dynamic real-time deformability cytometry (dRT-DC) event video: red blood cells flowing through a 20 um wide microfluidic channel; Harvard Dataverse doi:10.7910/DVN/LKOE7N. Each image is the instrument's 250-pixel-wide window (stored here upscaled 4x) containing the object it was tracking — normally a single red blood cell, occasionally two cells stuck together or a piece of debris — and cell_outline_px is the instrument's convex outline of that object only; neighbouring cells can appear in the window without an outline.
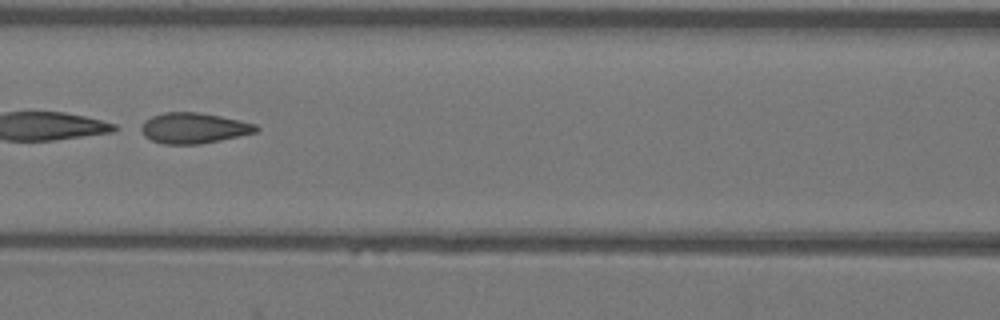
{"species": "Egyptian fruit bat (a non-hibernating species)", "species_latin": "Rousettus aegyptiacus", "temperature_condition": "warm", "stored_images_in_passage": 16, "camera_frame_rate_fps": 3000, "um_per_image_px": 0.085, "animal": {"sex": "female"}, "frame": {"image": 1, "passage_image": 11, "time_ms": 3.333, "image_size_px": [1000, 320], "cell_outline_px": [[260, 128], [256, 132], [220, 140], [200, 144], [164, 144], [152, 140], [144, 136], [136, 128], [144, 120], [152, 116], [164, 112], [200, 112], [240, 120], [256, 124]], "centroid_in_image_um": [16.41, 10.88], "position_along_channel_um": 150.2, "area_um2": 20.75}}